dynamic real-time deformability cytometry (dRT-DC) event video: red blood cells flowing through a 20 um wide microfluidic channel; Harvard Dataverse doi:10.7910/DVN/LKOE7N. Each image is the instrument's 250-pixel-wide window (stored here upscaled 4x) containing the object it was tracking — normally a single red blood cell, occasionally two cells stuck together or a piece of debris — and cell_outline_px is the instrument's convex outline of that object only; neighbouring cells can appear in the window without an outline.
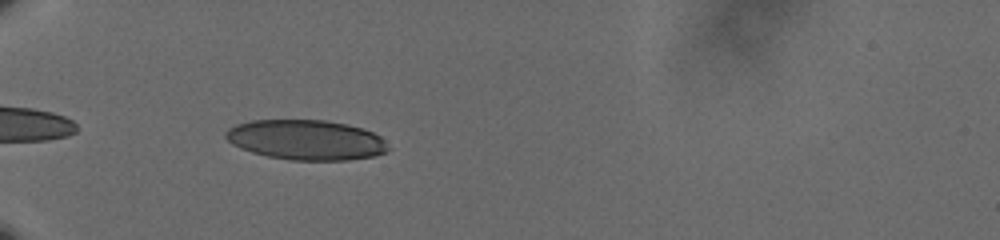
{"species": "human", "species_latin": "Homo sapiens", "temperature_condition": "cold", "stored_images_in_passage": 34, "camera_frame_rate_fps": 3000, "um_per_image_px": 0.085, "donor": {"sex": "male"}, "frame": {"image": 1, "passage_image": 2, "time_ms": 0.333, "image_size_px": [1000, 240], "cell_outline_px": [[392, 148], [384, 152], [372, 156], [348, 160], [292, 160], [268, 156], [252, 152], [240, 148], [232, 144], [224, 136], [224, 132], [228, 128], [236, 124], [252, 120], [324, 120], [348, 124], [364, 128], [380, 136]], "centroid_in_image_um": [26.02, 11.88], "position_along_channel_um": 59.0, "area_um2": 38.03}}
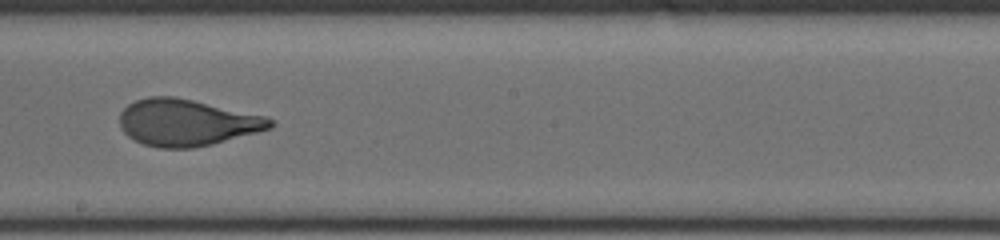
{"frame": {"image": 2, "passage_image": 18, "time_ms": 5.667, "image_size_px": [1000, 240], "cell_outline_px": [[276, 124], [272, 128], [212, 144], [192, 148], [160, 148], [144, 144], [128, 136], [120, 128], [120, 112], [128, 104], [136, 100], [148, 96], [172, 96], [192, 100], [264, 116], [272, 120]], "centroid_in_image_um": [15.85, 10.42], "position_along_channel_um": 232.4, "area_um2": 40.63}}
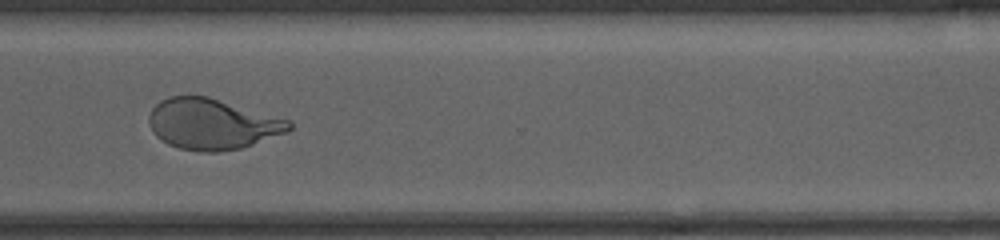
{"frame": {"image": 3, "passage_image": 28, "time_ms": 9.0, "image_size_px": [1000, 240], "cell_outline_px": [[292, 128], [288, 132], [240, 148], [216, 152], [200, 152], [180, 148], [168, 144], [160, 140], [152, 132], [148, 120], [148, 116], [152, 108], [160, 100], [168, 96], [208, 96], [292, 120]], "centroid_in_image_um": [18.03, 10.54], "position_along_channel_um": 352.6, "area_um2": 41.73}, "authors_computed_cell_mechanics": {"area_um2": 40.6045, "velocity_mm_per_s": 3.6231, "shape_relaxation_time_tau1_ms": 6.0628, "shape_relaxation_time_tau2_ms": null, "deformation_change_tau1": 0.209, "deformation_change_tau2": null}}